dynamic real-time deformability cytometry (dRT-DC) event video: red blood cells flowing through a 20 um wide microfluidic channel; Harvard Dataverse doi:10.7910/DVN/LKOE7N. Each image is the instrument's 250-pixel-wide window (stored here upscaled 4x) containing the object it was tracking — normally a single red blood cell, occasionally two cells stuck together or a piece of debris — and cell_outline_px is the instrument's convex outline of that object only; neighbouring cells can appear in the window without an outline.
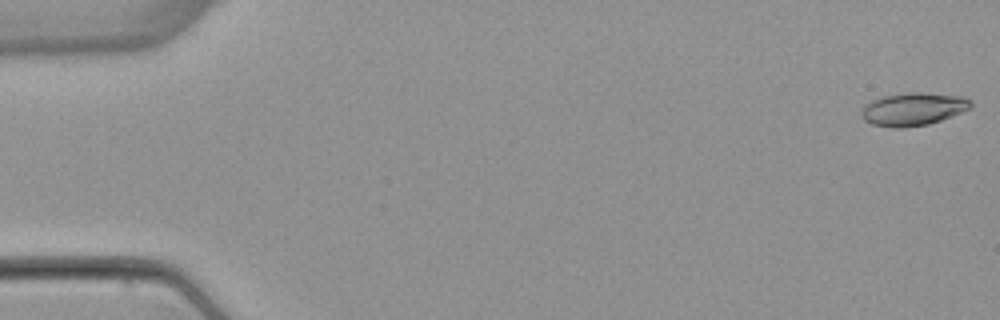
{"species": "common noctule bat (a hibernating species)", "species_latin": "Nyctalus noctula", "temperature_condition": "warm", "stored_images_in_passage": 53, "camera_frame_rate_fps": 3000, "um_per_image_px": 0.085, "animal": {"sex": "female", "body_mass_g": 22.7, "forearm_length_mm": 54.2}, "frame": {"image": 1, "passage_image": 1, "time_ms": 0.0, "image_size_px": [1000, 320], "cell_outline_px": [[972, 108], [940, 120], [928, 124], [904, 128], [892, 128], [872, 124], [864, 120], [860, 116], [860, 108], [864, 104], [880, 96], [908, 92], [920, 92], [964, 96], [972, 100]], "centroid_in_image_um": [77.58, 9.26], "position_along_channel_um": 7.4, "area_um2": 21.39}}
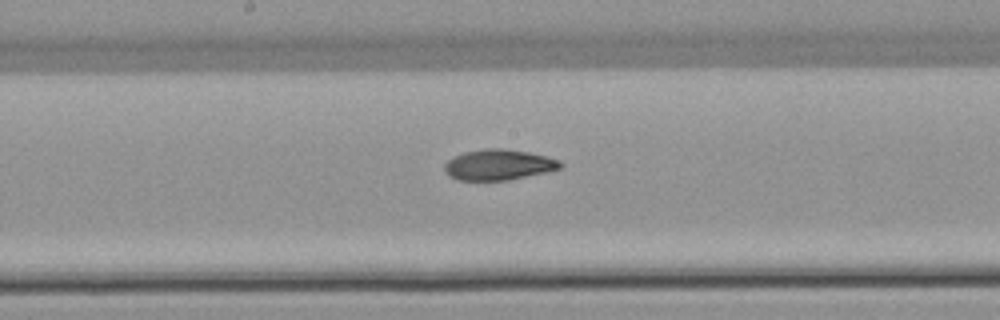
{"frame": {"image": 2, "passage_image": 28, "time_ms": 9.0, "image_size_px": [1000, 320], "cell_outline_px": [[564, 164], [560, 168], [548, 172], [508, 180], [456, 180], [448, 176], [444, 172], [444, 164], [448, 160], [464, 152], [484, 148], [500, 148], [528, 152], [548, 156], [560, 160]], "centroid_in_image_um": [42.39, 14.01], "position_along_channel_um": 205.8, "area_um2": 20.87}}
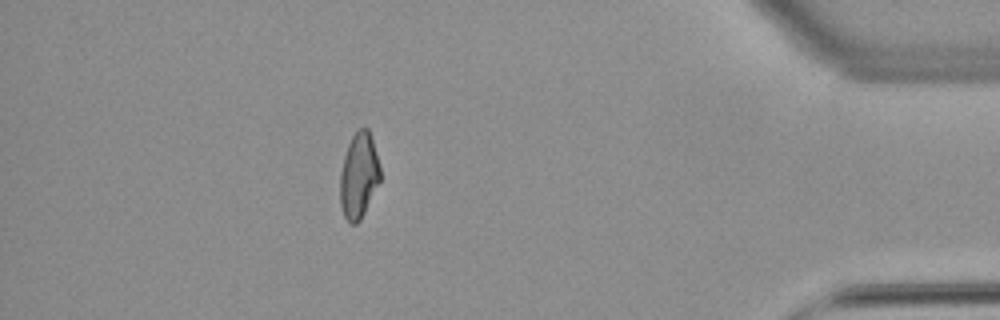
{"frame": {"image": 3, "passage_image": 47, "time_ms": 15.333, "image_size_px": [1000, 320], "cell_outline_px": [[380, 180], [360, 220], [356, 224], [352, 224], [344, 216], [340, 204], [340, 172], [344, 156], [348, 144], [352, 136], [360, 128], [368, 128], [372, 140], [380, 168]], "centroid_in_image_um": [30.48, 14.93], "position_along_channel_um": 404.7, "area_um2": 19.65}, "authors_computed_cell_mechanics": {"area_um2": 20.6924, "velocity_mm_per_s": 3.8863, "shape_relaxation_time_tau1_ms": null, "shape_relaxation_time_tau2_ms": 4.1516, "deformation_change_tau1": null, "deformation_change_tau2": 0.1056}}